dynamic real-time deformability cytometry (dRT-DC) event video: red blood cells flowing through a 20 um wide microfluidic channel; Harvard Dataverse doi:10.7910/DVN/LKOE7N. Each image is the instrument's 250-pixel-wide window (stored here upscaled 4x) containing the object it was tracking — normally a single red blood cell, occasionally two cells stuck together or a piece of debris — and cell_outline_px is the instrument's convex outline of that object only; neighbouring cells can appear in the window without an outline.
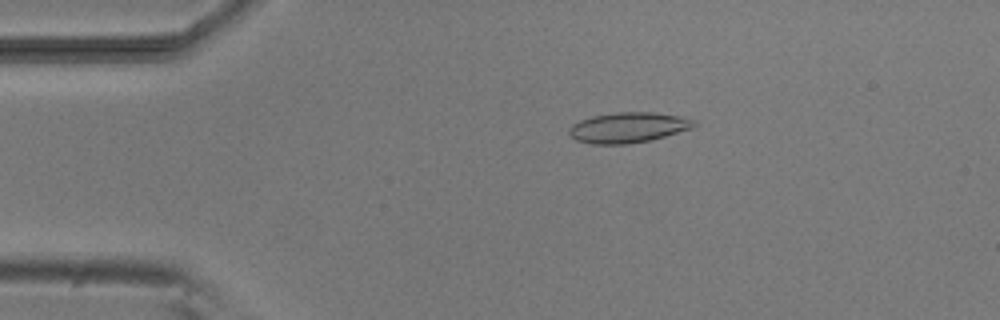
{"species": "common noctule bat (a hibernating species)", "species_latin": "Nyctalus noctula", "temperature_condition": "room temperature", "stored_images_in_passage": 6, "camera_frame_rate_fps": 3000, "um_per_image_px": 0.085, "animal": {"sex": "male", "body_mass_g": 20.5, "forearm_length_mm": 52.5}, "frame": {"image": 1, "passage_image": 3, "time_ms": 2.333, "image_size_px": [1000, 320], "cell_outline_px": [[696, 124], [692, 128], [652, 140], [628, 144], [592, 144], [576, 140], [568, 132], [568, 128], [572, 124], [580, 120], [592, 116], [616, 112], [656, 112], [680, 116], [696, 120]], "centroid_in_image_um": [53.4, 10.83], "position_along_channel_um": 31.6, "area_um2": 22.25}}
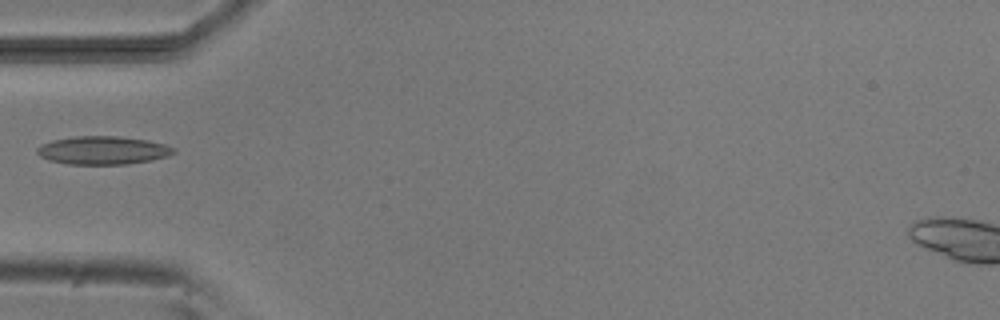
{"frame": {"image": 2, "passage_image": 5, "time_ms": 4.667, "image_size_px": [1000, 320], "cell_outline_px": [[176, 152], [168, 156], [128, 164], [68, 164], [48, 160], [40, 156], [36, 152], [36, 148], [40, 144], [52, 140], [76, 136], [120, 136], [148, 140], [164, 144], [176, 148]], "centroid_in_image_um": [8.73, 12.77], "position_along_channel_um": 76.3, "area_um2": 22.54}}
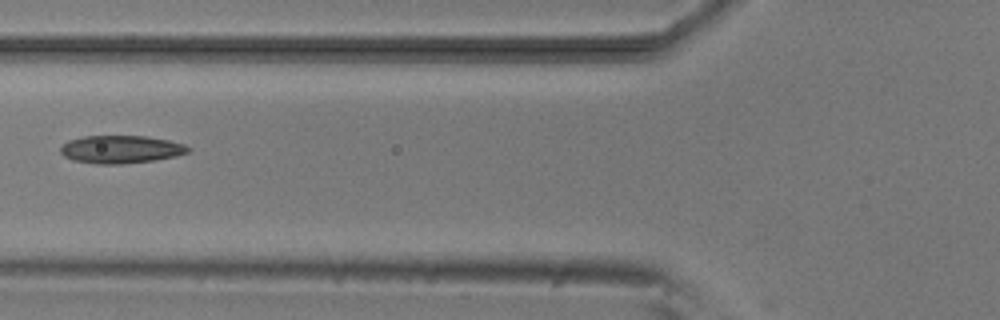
{"frame": {"image": 3, "passage_image": 6, "time_ms": 5.667, "image_size_px": [1000, 320], "cell_outline_px": [[192, 148], [188, 152], [176, 156], [152, 160], [124, 164], [96, 164], [72, 160], [64, 156], [60, 152], [60, 148], [68, 140], [84, 136], [144, 136], [168, 140], [184, 144]], "centroid_in_image_um": [10.26, 12.7], "position_along_channel_um": 115.5, "area_um2": 20.69}}